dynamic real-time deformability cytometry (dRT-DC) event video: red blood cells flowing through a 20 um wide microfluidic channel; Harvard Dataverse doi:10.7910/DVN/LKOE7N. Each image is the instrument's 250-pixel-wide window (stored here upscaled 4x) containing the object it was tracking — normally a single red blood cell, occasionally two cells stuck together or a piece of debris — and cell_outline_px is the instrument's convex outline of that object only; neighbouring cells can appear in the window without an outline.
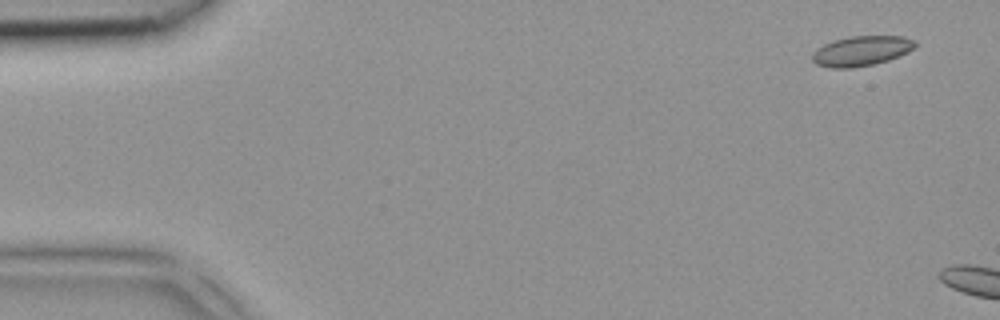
{"species": "common noctule bat (a hibernating species)", "species_latin": "Nyctalus noctula", "temperature_condition": "room temperature", "stored_images_in_passage": 2, "camera_frame_rate_fps": 3000, "um_per_image_px": 0.085, "animal": {"sex": "female", "body_mass_g": 18.4}, "frame": {"image": 1, "passage_image": 2, "time_ms": 0.333, "image_size_px": [1000, 320], "cell_outline_px": [[916, 48], [900, 56], [888, 60], [872, 64], [852, 68], [828, 68], [816, 64], [812, 60], [812, 52], [816, 48], [824, 44], [836, 40], [852, 36], [904, 36], [916, 40]], "centroid_in_image_um": [73.23, 4.33], "position_along_channel_um": 11.8, "area_um2": 18.09}}